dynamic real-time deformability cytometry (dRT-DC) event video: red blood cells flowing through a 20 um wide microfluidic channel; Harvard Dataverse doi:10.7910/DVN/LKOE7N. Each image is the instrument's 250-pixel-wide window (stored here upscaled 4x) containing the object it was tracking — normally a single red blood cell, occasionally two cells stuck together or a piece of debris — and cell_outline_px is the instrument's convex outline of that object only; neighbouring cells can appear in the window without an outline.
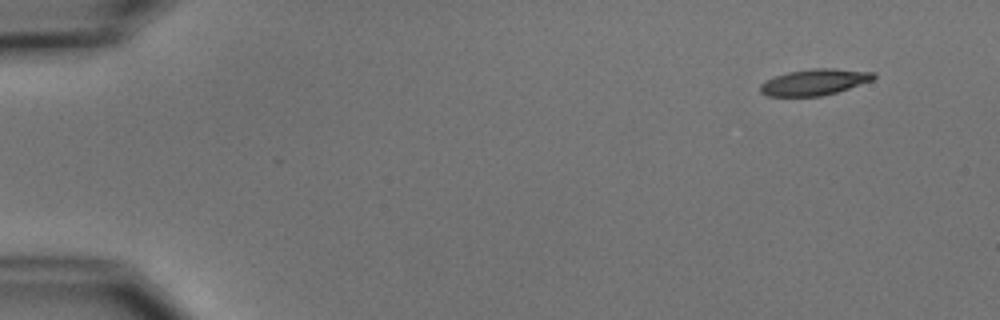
{"species": "common noctule bat (a hibernating species)", "species_latin": "Nyctalus noctula", "temperature_condition": "cold", "stored_images_in_passage": 4, "camera_frame_rate_fps": 3000, "um_per_image_px": 0.085, "animal": {"sex": "male", "body_mass_g": 15.6}, "frame": {"image": 1, "passage_image": 1, "time_ms": 0.0, "image_size_px": [1000, 320], "cell_outline_px": [[876, 76], [872, 80], [836, 92], [820, 96], [768, 96], [760, 92], [760, 84], [764, 80], [788, 72], [812, 68], [832, 68], [876, 72]], "centroid_in_image_um": [69.21, 6.97], "position_along_channel_um": 15.8, "area_um2": 17.22}}
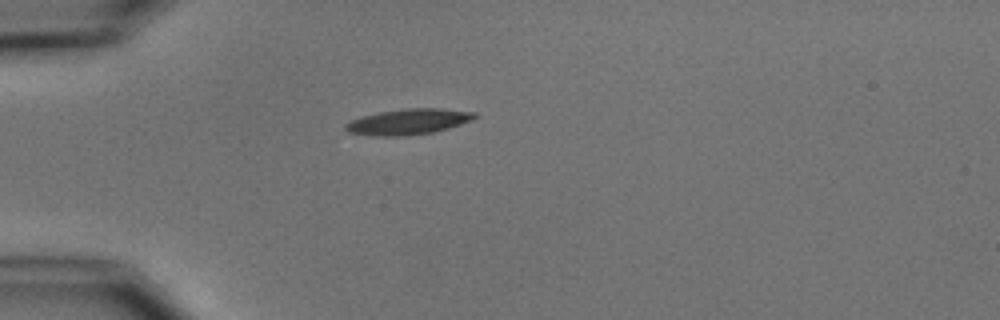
{"frame": {"image": 2, "passage_image": 4, "time_ms": 3.667, "image_size_px": [1000, 320], "cell_outline_px": [[476, 116], [472, 120], [448, 128], [432, 132], [404, 136], [372, 136], [348, 132], [344, 128], [344, 124], [360, 116], [380, 112], [404, 108], [440, 108], [476, 112]], "centroid_in_image_um": [34.67, 10.34], "position_along_channel_um": 50.3, "area_um2": 19.36}}